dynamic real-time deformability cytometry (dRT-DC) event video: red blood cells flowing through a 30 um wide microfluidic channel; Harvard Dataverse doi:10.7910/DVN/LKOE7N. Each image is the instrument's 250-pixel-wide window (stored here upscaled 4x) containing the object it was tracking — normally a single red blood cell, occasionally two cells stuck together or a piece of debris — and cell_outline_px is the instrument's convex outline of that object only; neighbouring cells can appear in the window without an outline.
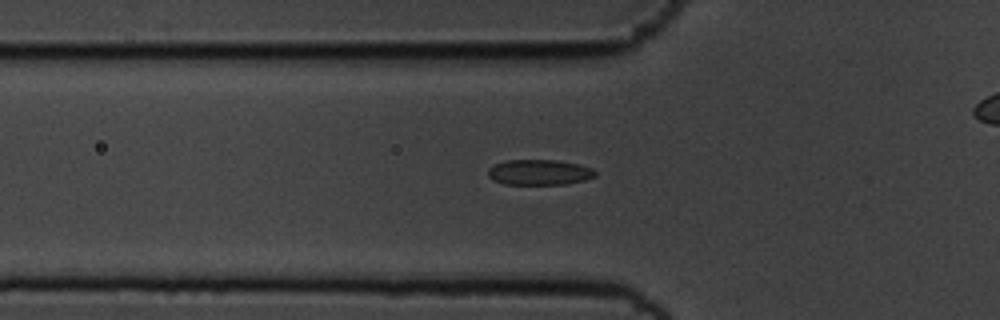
{"species": "common noctule bat (a hibernating species)", "species_latin": "Nyctalus noctula", "temperature_condition": "cold", "stored_images_in_passage": 39, "camera_frame_rate_fps": 3000, "um_per_image_px": 0.085, "animal": {"sex": "male", "body_mass_g": 19.5, "forearm_length_mm": 54.6}, "frame": {"image": 1, "passage_image": 2, "time_ms": 0.333, "image_size_px": [1000, 320], "cell_outline_px": [[596, 176], [584, 180], [568, 184], [504, 184], [488, 176], [488, 168], [504, 160], [556, 160], [580, 164], [592, 168], [596, 172]], "centroid_in_image_um": [45.87, 14.64], "position_along_channel_um": 79.9, "area_um2": 15.9}}
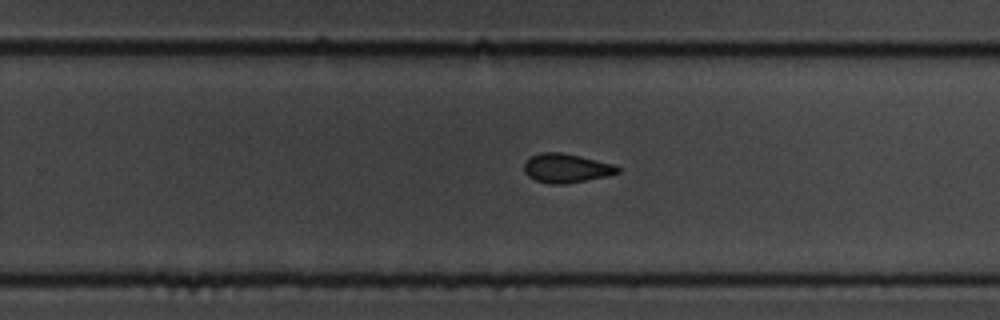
{"frame": {"image": 2, "passage_image": 19, "time_ms": 6.0, "image_size_px": [1000, 320], "cell_outline_px": [[620, 172], [608, 176], [564, 184], [548, 184], [536, 180], [528, 176], [524, 172], [524, 164], [532, 156], [540, 152], [560, 152], [580, 156], [612, 164], [620, 168]], "centroid_in_image_um": [48.13, 14.3], "position_along_channel_um": 281.7, "area_um2": 15.72}}
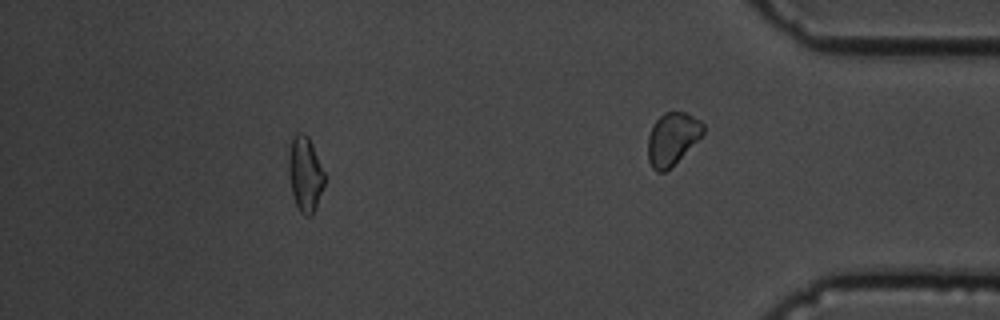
{"frame": {"image": 3, "passage_image": 34, "time_ms": 11.0, "image_size_px": [1000, 320], "cell_outline_px": [[324, 184], [316, 208], [312, 216], [304, 216], [300, 212], [296, 204], [292, 192], [288, 172], [288, 156], [292, 140], [296, 132], [300, 132], [308, 136], [312, 144], [324, 172]], "centroid_in_image_um": [25.93, 14.81], "position_along_channel_um": 409.3, "area_um2": 15.61}}